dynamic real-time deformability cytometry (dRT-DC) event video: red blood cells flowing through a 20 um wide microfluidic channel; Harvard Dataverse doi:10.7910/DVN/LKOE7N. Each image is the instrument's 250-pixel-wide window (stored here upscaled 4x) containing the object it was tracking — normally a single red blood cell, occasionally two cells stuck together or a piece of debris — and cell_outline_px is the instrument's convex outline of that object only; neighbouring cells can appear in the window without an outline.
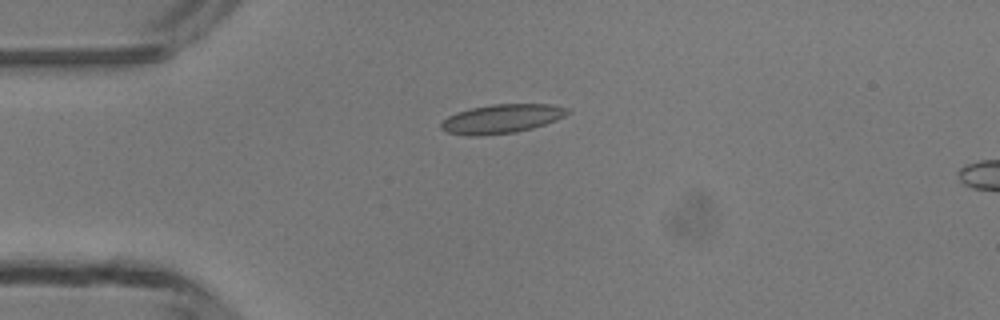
{"species": "common noctule bat (a hibernating species)", "species_latin": "Nyctalus noctula", "temperature_condition": "room temperature", "stored_images_in_passage": 2, "camera_frame_rate_fps": 3000, "um_per_image_px": 0.085, "animal": {"sex": "male", "body_mass_g": 13.3}, "frame": {"image": 1, "passage_image": 1, "time_ms": 0.0, "image_size_px": [1000, 320], "cell_outline_px": [[572, 112], [556, 120], [532, 128], [516, 132], [476, 136], [468, 136], [448, 132], [440, 128], [440, 124], [448, 116], [456, 112], [472, 108], [492, 104], [552, 104], [568, 108]], "centroid_in_image_um": [42.65, 10.09], "position_along_channel_um": 42.3, "area_um2": 21.33}}